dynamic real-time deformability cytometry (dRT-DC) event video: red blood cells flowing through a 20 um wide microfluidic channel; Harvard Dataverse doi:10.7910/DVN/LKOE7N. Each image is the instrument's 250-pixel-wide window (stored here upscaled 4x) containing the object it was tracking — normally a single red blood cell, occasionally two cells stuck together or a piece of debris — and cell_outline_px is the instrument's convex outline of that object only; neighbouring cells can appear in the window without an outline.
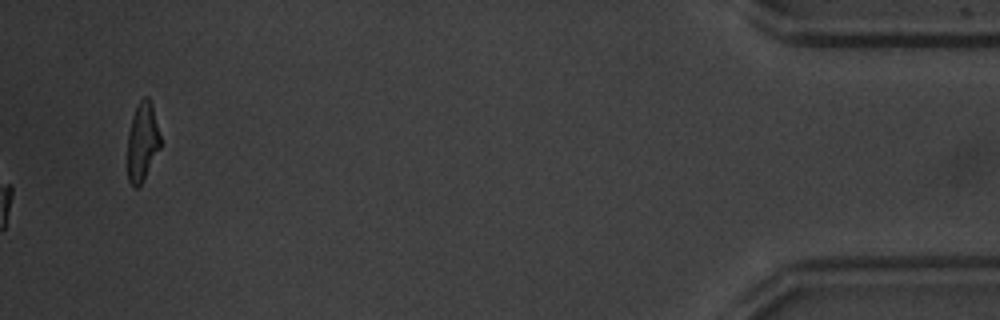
{"species": "common noctule bat (a hibernating species)", "species_latin": "Nyctalus noctula", "temperature_condition": "warm", "stored_images_in_passage": 55, "camera_frame_rate_fps": 3000, "um_per_image_px": 0.085, "animal": {"sex": "male", "body_mass_g": 20.1, "forearm_length_mm": 53.5}, "frame": {"image": 1, "passage_image": 55, "time_ms": 18.0, "image_size_px": [1000, 320], "cell_outline_px": [[160, 148], [140, 184], [136, 188], [128, 180], [128, 132], [132, 116], [140, 100], [144, 96], [148, 96], [152, 104], [160, 136]], "centroid_in_image_um": [12.09, 12.01], "position_along_channel_um": 423.1, "area_um2": 14.74}, "authors_computed_cell_mechanics": {"area_um2": 16.473, "velocity_mm_per_s": 3.8605, "shape_relaxation_time_tau1_ms": 4.2724, "shape_relaxation_time_tau2_ms": 3.9975, "deformation_change_tau1": 0.1429, "deformation_change_tau2": 0.093}}